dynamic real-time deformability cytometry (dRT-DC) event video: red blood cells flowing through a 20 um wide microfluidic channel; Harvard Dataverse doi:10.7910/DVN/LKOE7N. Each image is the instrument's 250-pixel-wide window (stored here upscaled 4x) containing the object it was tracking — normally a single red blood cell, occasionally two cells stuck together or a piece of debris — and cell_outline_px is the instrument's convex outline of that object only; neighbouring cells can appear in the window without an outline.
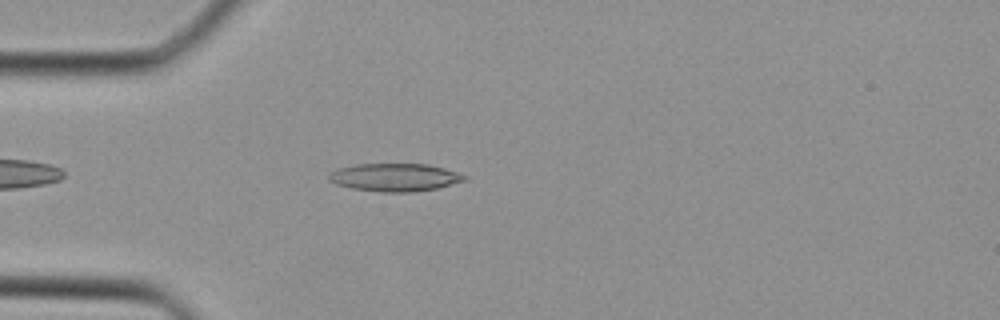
{"species": "Egyptian fruit bat (a non-hibernating species)", "species_latin": "Rousettus aegyptiacus", "temperature_condition": "cold", "stored_images_in_passage": 32, "camera_frame_rate_fps": 3000, "um_per_image_px": 0.085, "animal": {"sex": "female"}, "frame": {"image": 1, "passage_image": 4, "time_ms": 1.0, "image_size_px": [1000, 320], "cell_outline_px": [[468, 180], [436, 188], [412, 192], [384, 192], [352, 188], [336, 184], [328, 180], [328, 172], [336, 168], [356, 164], [428, 164], [444, 168], [468, 176]], "centroid_in_image_um": [33.54, 15.06], "position_along_channel_um": 51.5, "area_um2": 22.14}}
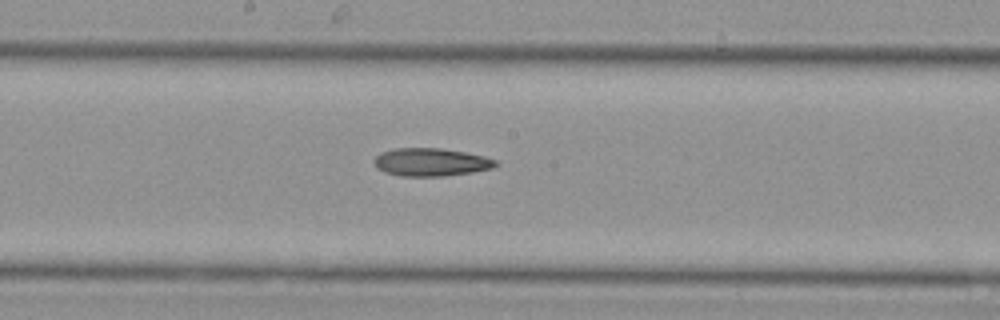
{"frame": {"image": 2, "passage_image": 14, "time_ms": 4.333, "image_size_px": [1000, 320], "cell_outline_px": [[500, 164], [492, 168], [472, 172], [444, 176], [400, 176], [384, 172], [376, 168], [372, 160], [380, 152], [396, 148], [440, 148], [464, 152], [484, 156], [496, 160]], "centroid_in_image_um": [36.6, 13.78], "position_along_channel_um": 211.6, "area_um2": 19.94}}
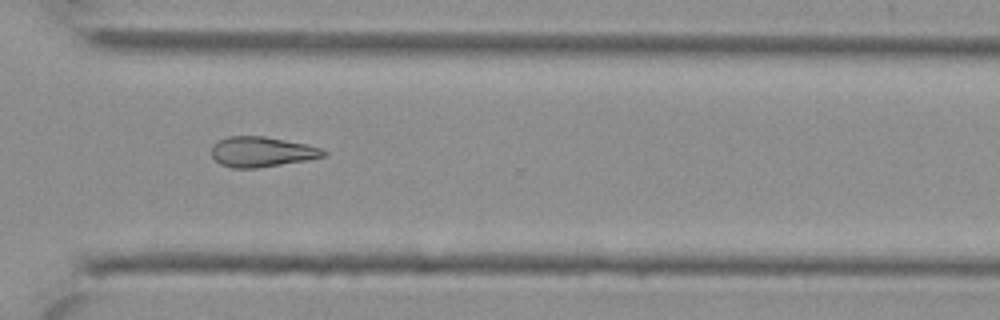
{"frame": {"image": 3, "passage_image": 22, "time_ms": 7.0, "image_size_px": [1000, 320], "cell_outline_px": [[328, 156], [256, 168], [232, 168], [220, 164], [212, 156], [212, 144], [228, 136], [264, 136], [308, 144], [320, 148], [328, 152]], "centroid_in_image_um": [22.26, 12.9], "position_along_channel_um": 348.3, "area_um2": 19.65}}